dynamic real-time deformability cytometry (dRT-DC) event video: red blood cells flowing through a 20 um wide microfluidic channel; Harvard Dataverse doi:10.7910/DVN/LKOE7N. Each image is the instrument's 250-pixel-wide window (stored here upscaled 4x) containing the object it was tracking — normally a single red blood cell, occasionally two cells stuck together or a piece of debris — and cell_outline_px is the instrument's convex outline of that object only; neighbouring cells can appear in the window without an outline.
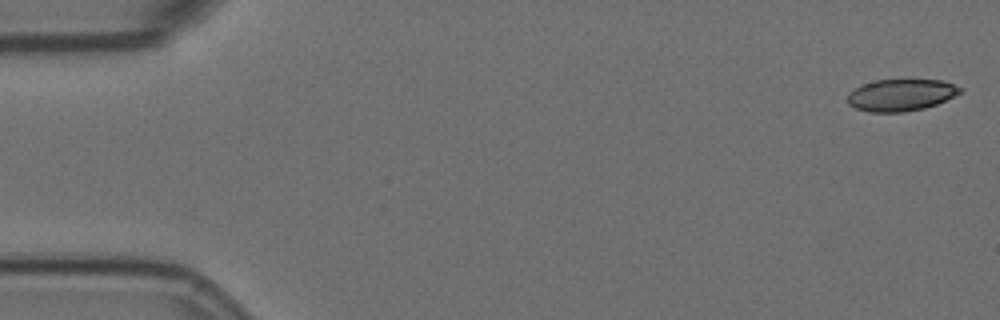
{"species": "Egyptian fruit bat (a non-hibernating species)", "species_latin": "Rousettus aegyptiacus", "temperature_condition": "room temperature", "stored_images_in_passage": 55, "camera_frame_rate_fps": 3000, "um_per_image_px": 0.085, "animal": {"sex": "female"}, "frame": {"image": 1, "passage_image": 1, "time_ms": 0.0, "image_size_px": [1000, 320], "cell_outline_px": [[964, 92], [936, 104], [924, 108], [904, 112], [868, 112], [856, 108], [848, 104], [848, 92], [860, 84], [876, 80], [944, 80], [964, 88]], "centroid_in_image_um": [76.6, 8.07], "position_along_channel_um": 8.4, "area_um2": 21.15}}
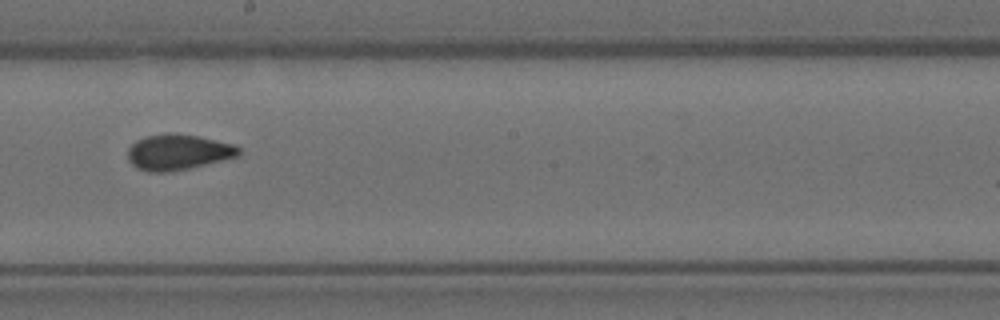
{"frame": {"image": 2, "passage_image": 31, "time_ms": 10.0, "image_size_px": [1000, 320], "cell_outline_px": [[240, 152], [236, 156], [172, 172], [148, 172], [136, 168], [128, 160], [128, 148], [136, 140], [144, 136], [168, 132], [172, 132], [200, 136], [236, 144], [240, 148]], "centroid_in_image_um": [15.1, 12.91], "position_along_channel_um": 233.1, "area_um2": 23.24}}
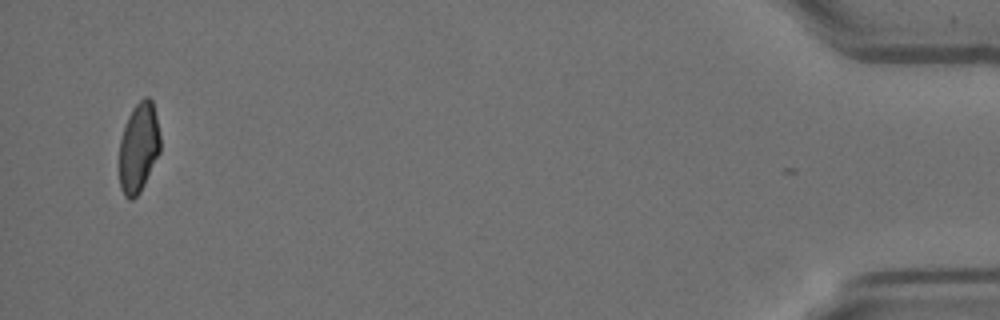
{"frame": {"image": 3, "passage_image": 54, "time_ms": 17.667, "image_size_px": [1000, 320], "cell_outline_px": [[160, 152], [140, 192], [132, 200], [128, 200], [124, 196], [120, 188], [120, 140], [128, 116], [132, 108], [144, 96], [148, 96], [152, 100], [156, 116], [160, 136]], "centroid_in_image_um": [11.79, 12.54], "position_along_channel_um": 423.4, "area_um2": 21.39}, "authors_computed_cell_mechanics": {"area_um2": 22.5998, "velocity_mm_per_s": 3.6147, "shape_relaxation_time_tau1_ms": 6.157, "shape_relaxation_time_tau2_ms": 1.4226, "deformation_change_tau1": 0.1619, "deformation_change_tau2": 0.0645}}